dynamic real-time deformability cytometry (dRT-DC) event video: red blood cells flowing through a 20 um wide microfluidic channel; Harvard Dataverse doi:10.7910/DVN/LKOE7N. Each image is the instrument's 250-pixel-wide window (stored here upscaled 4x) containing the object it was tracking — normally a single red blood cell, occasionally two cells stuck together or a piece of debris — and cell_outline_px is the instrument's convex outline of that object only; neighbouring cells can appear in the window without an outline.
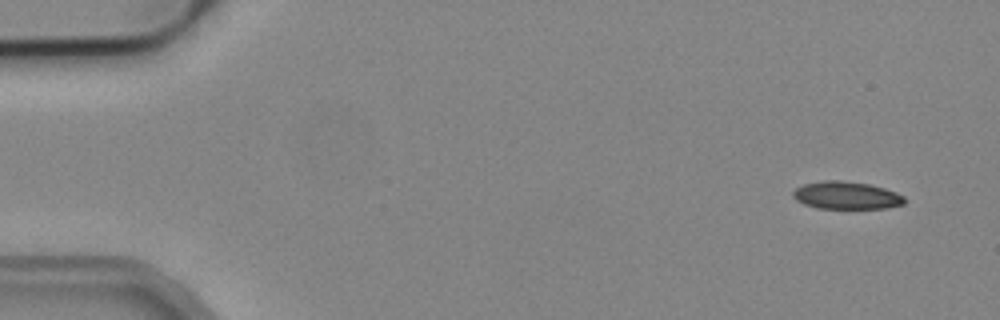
{"species": "common noctule bat (a hibernating species)", "species_latin": "Nyctalus noctula", "temperature_condition": "cold", "stored_images_in_passage": 4, "camera_frame_rate_fps": 3000, "um_per_image_px": 0.085, "animal": {"sex": "male", "body_mass_g": 19.2, "forearm_length_mm": 51.8}, "frame": {"image": 1, "passage_image": 1, "time_ms": 0.0, "image_size_px": [1000, 320], "cell_outline_px": [[904, 204], [888, 208], [816, 208], [804, 204], [796, 200], [792, 196], [792, 192], [796, 188], [804, 184], [824, 180], [840, 180], [868, 184], [884, 188], [896, 192], [904, 196]], "centroid_in_image_um": [71.93, 16.61], "position_along_channel_um": 13.1, "area_um2": 17.92}}
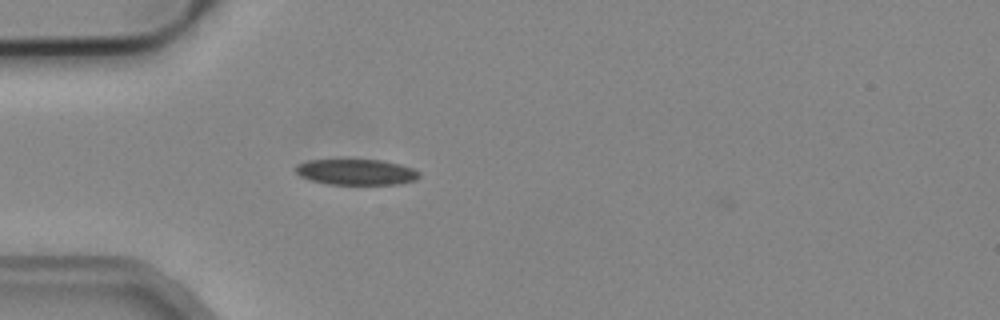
{"frame": {"image": 2, "passage_image": 4, "time_ms": 1.0, "image_size_px": [1000, 320], "cell_outline_px": [[420, 176], [416, 180], [396, 184], [328, 184], [312, 180], [300, 176], [296, 172], [296, 164], [308, 160], [380, 160], [400, 164], [412, 168], [420, 172]], "centroid_in_image_um": [30.29, 14.62], "position_along_channel_um": 54.7, "area_um2": 18.44}}